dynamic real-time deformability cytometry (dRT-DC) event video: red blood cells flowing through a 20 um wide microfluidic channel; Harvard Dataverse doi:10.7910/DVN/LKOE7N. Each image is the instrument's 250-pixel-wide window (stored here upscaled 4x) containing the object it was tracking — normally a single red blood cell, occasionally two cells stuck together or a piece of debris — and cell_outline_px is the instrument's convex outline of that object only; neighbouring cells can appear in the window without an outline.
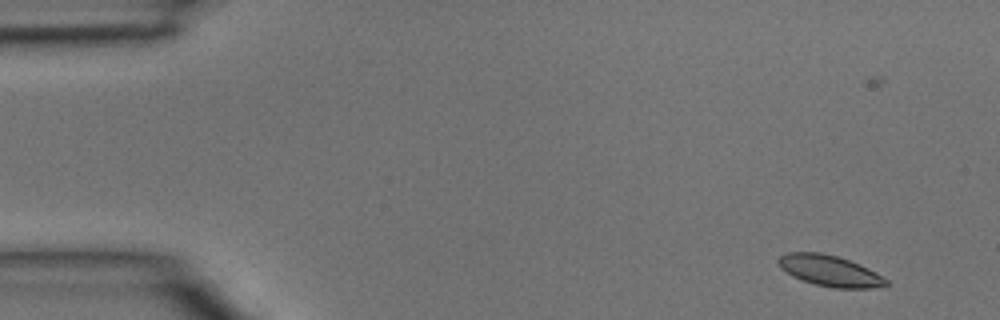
{"species": "common noctule bat (a hibernating species)", "species_latin": "Nyctalus noctula", "temperature_condition": "room temperature", "stored_images_in_passage": 3, "camera_frame_rate_fps": 3000, "um_per_image_px": 0.085, "animal": {"sex": "male", "body_mass_g": 15.6}, "frame": {"image": 1, "passage_image": 1, "time_ms": 0.0, "image_size_px": [1000, 320], "cell_outline_px": [[888, 284], [872, 288], [836, 288], [816, 284], [792, 276], [780, 268], [776, 260], [780, 256], [788, 252], [820, 252], [836, 256], [860, 264], [876, 272], [888, 280]], "centroid_in_image_um": [70.51, 23.0], "position_along_channel_um": 14.5, "area_um2": 19.31}}